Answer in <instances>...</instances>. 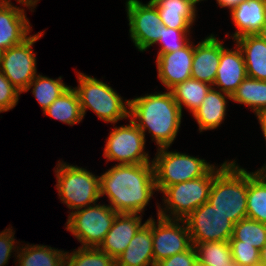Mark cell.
<instances>
[{"label": "cell", "mask_w": 266, "mask_h": 266, "mask_svg": "<svg viewBox=\"0 0 266 266\" xmlns=\"http://www.w3.org/2000/svg\"><path fill=\"white\" fill-rule=\"evenodd\" d=\"M118 213L107 204H93L70 212L66 230L81 243L80 247H99Z\"/></svg>", "instance_id": "ba28073f"}, {"label": "cell", "mask_w": 266, "mask_h": 266, "mask_svg": "<svg viewBox=\"0 0 266 266\" xmlns=\"http://www.w3.org/2000/svg\"><path fill=\"white\" fill-rule=\"evenodd\" d=\"M190 31V29H174L164 26L157 42L161 45L157 56L183 48L190 41Z\"/></svg>", "instance_id": "d6a6232c"}, {"label": "cell", "mask_w": 266, "mask_h": 266, "mask_svg": "<svg viewBox=\"0 0 266 266\" xmlns=\"http://www.w3.org/2000/svg\"><path fill=\"white\" fill-rule=\"evenodd\" d=\"M247 218L266 224V179L248 171Z\"/></svg>", "instance_id": "83f0119b"}, {"label": "cell", "mask_w": 266, "mask_h": 266, "mask_svg": "<svg viewBox=\"0 0 266 266\" xmlns=\"http://www.w3.org/2000/svg\"><path fill=\"white\" fill-rule=\"evenodd\" d=\"M257 35L262 39L266 41V22L262 25L260 31L257 33Z\"/></svg>", "instance_id": "7bdbcfd3"}, {"label": "cell", "mask_w": 266, "mask_h": 266, "mask_svg": "<svg viewBox=\"0 0 266 266\" xmlns=\"http://www.w3.org/2000/svg\"><path fill=\"white\" fill-rule=\"evenodd\" d=\"M233 260L244 266L260 265V250L253 245L241 244L233 236L229 239Z\"/></svg>", "instance_id": "836d02e7"}, {"label": "cell", "mask_w": 266, "mask_h": 266, "mask_svg": "<svg viewBox=\"0 0 266 266\" xmlns=\"http://www.w3.org/2000/svg\"><path fill=\"white\" fill-rule=\"evenodd\" d=\"M197 261V251L193 245L185 252L160 260L155 266H196Z\"/></svg>", "instance_id": "8d00e7d4"}, {"label": "cell", "mask_w": 266, "mask_h": 266, "mask_svg": "<svg viewBox=\"0 0 266 266\" xmlns=\"http://www.w3.org/2000/svg\"><path fill=\"white\" fill-rule=\"evenodd\" d=\"M197 251L198 261L209 266H229L233 261L229 241L192 243Z\"/></svg>", "instance_id": "f546056e"}, {"label": "cell", "mask_w": 266, "mask_h": 266, "mask_svg": "<svg viewBox=\"0 0 266 266\" xmlns=\"http://www.w3.org/2000/svg\"><path fill=\"white\" fill-rule=\"evenodd\" d=\"M69 87L63 83L61 76L53 79L37 74L24 92H28L32 88V94L44 111Z\"/></svg>", "instance_id": "f1b7e54d"}, {"label": "cell", "mask_w": 266, "mask_h": 266, "mask_svg": "<svg viewBox=\"0 0 266 266\" xmlns=\"http://www.w3.org/2000/svg\"><path fill=\"white\" fill-rule=\"evenodd\" d=\"M260 265L266 266V244L260 251Z\"/></svg>", "instance_id": "b9f144b4"}, {"label": "cell", "mask_w": 266, "mask_h": 266, "mask_svg": "<svg viewBox=\"0 0 266 266\" xmlns=\"http://www.w3.org/2000/svg\"><path fill=\"white\" fill-rule=\"evenodd\" d=\"M169 148H158L152 159L158 192H162L167 186L200 178L216 165L176 150L169 151Z\"/></svg>", "instance_id": "52a82bcc"}, {"label": "cell", "mask_w": 266, "mask_h": 266, "mask_svg": "<svg viewBox=\"0 0 266 266\" xmlns=\"http://www.w3.org/2000/svg\"><path fill=\"white\" fill-rule=\"evenodd\" d=\"M15 231L13 230L12 226L10 228L0 232V266H6L8 263V260L10 259L11 255L13 252L18 251L19 246H16L17 243L18 245L19 242H15ZM16 243V245H14ZM13 250V251H12Z\"/></svg>", "instance_id": "d590c367"}, {"label": "cell", "mask_w": 266, "mask_h": 266, "mask_svg": "<svg viewBox=\"0 0 266 266\" xmlns=\"http://www.w3.org/2000/svg\"><path fill=\"white\" fill-rule=\"evenodd\" d=\"M77 91L83 118L92 110L99 119L115 125L119 120L129 118L130 100L123 98L107 83L77 72Z\"/></svg>", "instance_id": "277c9868"}, {"label": "cell", "mask_w": 266, "mask_h": 266, "mask_svg": "<svg viewBox=\"0 0 266 266\" xmlns=\"http://www.w3.org/2000/svg\"><path fill=\"white\" fill-rule=\"evenodd\" d=\"M231 96L211 88L200 107L192 114L197 121L199 132L218 128L226 116L227 102Z\"/></svg>", "instance_id": "44dd1931"}, {"label": "cell", "mask_w": 266, "mask_h": 266, "mask_svg": "<svg viewBox=\"0 0 266 266\" xmlns=\"http://www.w3.org/2000/svg\"><path fill=\"white\" fill-rule=\"evenodd\" d=\"M17 3L21 4L22 6L28 7L31 11L35 8L39 0H16Z\"/></svg>", "instance_id": "ab89813d"}, {"label": "cell", "mask_w": 266, "mask_h": 266, "mask_svg": "<svg viewBox=\"0 0 266 266\" xmlns=\"http://www.w3.org/2000/svg\"><path fill=\"white\" fill-rule=\"evenodd\" d=\"M234 42L242 51L247 77L266 81V41L255 34L238 37Z\"/></svg>", "instance_id": "603a6c76"}, {"label": "cell", "mask_w": 266, "mask_h": 266, "mask_svg": "<svg viewBox=\"0 0 266 266\" xmlns=\"http://www.w3.org/2000/svg\"><path fill=\"white\" fill-rule=\"evenodd\" d=\"M196 266H209V265H206L204 263H201L200 261H197L196 262Z\"/></svg>", "instance_id": "f6af8a7d"}, {"label": "cell", "mask_w": 266, "mask_h": 266, "mask_svg": "<svg viewBox=\"0 0 266 266\" xmlns=\"http://www.w3.org/2000/svg\"><path fill=\"white\" fill-rule=\"evenodd\" d=\"M151 229L154 266L160 260L185 252L193 246L185 220L157 216L156 222L151 216Z\"/></svg>", "instance_id": "4fadbf2b"}, {"label": "cell", "mask_w": 266, "mask_h": 266, "mask_svg": "<svg viewBox=\"0 0 266 266\" xmlns=\"http://www.w3.org/2000/svg\"><path fill=\"white\" fill-rule=\"evenodd\" d=\"M192 243L229 241L234 223L209 202L196 208L185 219Z\"/></svg>", "instance_id": "7c38bea8"}, {"label": "cell", "mask_w": 266, "mask_h": 266, "mask_svg": "<svg viewBox=\"0 0 266 266\" xmlns=\"http://www.w3.org/2000/svg\"><path fill=\"white\" fill-rule=\"evenodd\" d=\"M43 32L31 35L24 42L1 53L0 71L10 83L23 93L37 73L36 55L32 46L43 35Z\"/></svg>", "instance_id": "30bf717a"}, {"label": "cell", "mask_w": 266, "mask_h": 266, "mask_svg": "<svg viewBox=\"0 0 266 266\" xmlns=\"http://www.w3.org/2000/svg\"><path fill=\"white\" fill-rule=\"evenodd\" d=\"M59 161L54 172L57 179L55 188L61 202L71 212L95 204L101 198L100 176L77 165Z\"/></svg>", "instance_id": "8992f818"}, {"label": "cell", "mask_w": 266, "mask_h": 266, "mask_svg": "<svg viewBox=\"0 0 266 266\" xmlns=\"http://www.w3.org/2000/svg\"><path fill=\"white\" fill-rule=\"evenodd\" d=\"M260 128L263 134H266V109L262 110L258 115H257Z\"/></svg>", "instance_id": "f35d334b"}, {"label": "cell", "mask_w": 266, "mask_h": 266, "mask_svg": "<svg viewBox=\"0 0 266 266\" xmlns=\"http://www.w3.org/2000/svg\"><path fill=\"white\" fill-rule=\"evenodd\" d=\"M125 7L130 38L138 51L144 52L158 42L165 25L151 1L143 4L140 0H127Z\"/></svg>", "instance_id": "8fae6325"}, {"label": "cell", "mask_w": 266, "mask_h": 266, "mask_svg": "<svg viewBox=\"0 0 266 266\" xmlns=\"http://www.w3.org/2000/svg\"><path fill=\"white\" fill-rule=\"evenodd\" d=\"M227 162V160L224 161L220 166L214 165L200 178L167 186L161 192L164 207L158 204L157 215L168 219L184 220L196 208L208 202L214 175Z\"/></svg>", "instance_id": "5b68a950"}, {"label": "cell", "mask_w": 266, "mask_h": 266, "mask_svg": "<svg viewBox=\"0 0 266 266\" xmlns=\"http://www.w3.org/2000/svg\"><path fill=\"white\" fill-rule=\"evenodd\" d=\"M24 8L11 0H0V50L3 52L21 44L31 35V25Z\"/></svg>", "instance_id": "9a60e30c"}, {"label": "cell", "mask_w": 266, "mask_h": 266, "mask_svg": "<svg viewBox=\"0 0 266 266\" xmlns=\"http://www.w3.org/2000/svg\"><path fill=\"white\" fill-rule=\"evenodd\" d=\"M263 137L266 141V134H263ZM263 165H264L263 167L261 166V168H259L258 170H255L253 173L261 178L266 179V163Z\"/></svg>", "instance_id": "60d3db41"}, {"label": "cell", "mask_w": 266, "mask_h": 266, "mask_svg": "<svg viewBox=\"0 0 266 266\" xmlns=\"http://www.w3.org/2000/svg\"><path fill=\"white\" fill-rule=\"evenodd\" d=\"M193 55L194 42L190 40L177 51L157 56V77L167 91L191 78Z\"/></svg>", "instance_id": "5bb4252c"}, {"label": "cell", "mask_w": 266, "mask_h": 266, "mask_svg": "<svg viewBox=\"0 0 266 266\" xmlns=\"http://www.w3.org/2000/svg\"><path fill=\"white\" fill-rule=\"evenodd\" d=\"M245 0H216L220 8H228L231 12L238 4Z\"/></svg>", "instance_id": "74e56055"}, {"label": "cell", "mask_w": 266, "mask_h": 266, "mask_svg": "<svg viewBox=\"0 0 266 266\" xmlns=\"http://www.w3.org/2000/svg\"><path fill=\"white\" fill-rule=\"evenodd\" d=\"M230 14L237 28L231 36L233 41L245 35H255L266 22V0L242 1Z\"/></svg>", "instance_id": "ffe728a7"}, {"label": "cell", "mask_w": 266, "mask_h": 266, "mask_svg": "<svg viewBox=\"0 0 266 266\" xmlns=\"http://www.w3.org/2000/svg\"><path fill=\"white\" fill-rule=\"evenodd\" d=\"M153 163H115L100 176V196L117 213L141 214L156 192Z\"/></svg>", "instance_id": "6da1fadb"}, {"label": "cell", "mask_w": 266, "mask_h": 266, "mask_svg": "<svg viewBox=\"0 0 266 266\" xmlns=\"http://www.w3.org/2000/svg\"><path fill=\"white\" fill-rule=\"evenodd\" d=\"M231 100L248 106L257 116L266 109V81L246 77L232 94Z\"/></svg>", "instance_id": "484cf974"}, {"label": "cell", "mask_w": 266, "mask_h": 266, "mask_svg": "<svg viewBox=\"0 0 266 266\" xmlns=\"http://www.w3.org/2000/svg\"><path fill=\"white\" fill-rule=\"evenodd\" d=\"M43 114L69 126L80 123L84 119L77 91L72 86L50 104L43 111Z\"/></svg>", "instance_id": "d4e9b609"}, {"label": "cell", "mask_w": 266, "mask_h": 266, "mask_svg": "<svg viewBox=\"0 0 266 266\" xmlns=\"http://www.w3.org/2000/svg\"><path fill=\"white\" fill-rule=\"evenodd\" d=\"M130 124L114 127L106 138L104 158L118 161V165L152 163L145 152L146 139L143 132L130 119Z\"/></svg>", "instance_id": "9c48e42d"}, {"label": "cell", "mask_w": 266, "mask_h": 266, "mask_svg": "<svg viewBox=\"0 0 266 266\" xmlns=\"http://www.w3.org/2000/svg\"><path fill=\"white\" fill-rule=\"evenodd\" d=\"M233 237L261 251L266 244V224L250 218L241 219L234 224Z\"/></svg>", "instance_id": "1f68e13d"}, {"label": "cell", "mask_w": 266, "mask_h": 266, "mask_svg": "<svg viewBox=\"0 0 266 266\" xmlns=\"http://www.w3.org/2000/svg\"><path fill=\"white\" fill-rule=\"evenodd\" d=\"M20 94L21 92L0 71V113L13 109L19 101Z\"/></svg>", "instance_id": "e575fe53"}, {"label": "cell", "mask_w": 266, "mask_h": 266, "mask_svg": "<svg viewBox=\"0 0 266 266\" xmlns=\"http://www.w3.org/2000/svg\"><path fill=\"white\" fill-rule=\"evenodd\" d=\"M144 224L142 214L118 213L98 248L116 260Z\"/></svg>", "instance_id": "e0dca14e"}, {"label": "cell", "mask_w": 266, "mask_h": 266, "mask_svg": "<svg viewBox=\"0 0 266 266\" xmlns=\"http://www.w3.org/2000/svg\"><path fill=\"white\" fill-rule=\"evenodd\" d=\"M229 266H244V265H240L239 263L233 260L232 262L229 263ZM257 266H262V265H257Z\"/></svg>", "instance_id": "ee69618b"}, {"label": "cell", "mask_w": 266, "mask_h": 266, "mask_svg": "<svg viewBox=\"0 0 266 266\" xmlns=\"http://www.w3.org/2000/svg\"><path fill=\"white\" fill-rule=\"evenodd\" d=\"M157 8L162 23L169 28L191 29L197 7L193 0H150Z\"/></svg>", "instance_id": "7402d4cb"}, {"label": "cell", "mask_w": 266, "mask_h": 266, "mask_svg": "<svg viewBox=\"0 0 266 266\" xmlns=\"http://www.w3.org/2000/svg\"><path fill=\"white\" fill-rule=\"evenodd\" d=\"M151 217L131 239L128 247L116 258L115 266H154Z\"/></svg>", "instance_id": "d6986e66"}, {"label": "cell", "mask_w": 266, "mask_h": 266, "mask_svg": "<svg viewBox=\"0 0 266 266\" xmlns=\"http://www.w3.org/2000/svg\"><path fill=\"white\" fill-rule=\"evenodd\" d=\"M228 161L214 175L208 202L234 224L247 218L248 171Z\"/></svg>", "instance_id": "3957f363"}, {"label": "cell", "mask_w": 266, "mask_h": 266, "mask_svg": "<svg viewBox=\"0 0 266 266\" xmlns=\"http://www.w3.org/2000/svg\"><path fill=\"white\" fill-rule=\"evenodd\" d=\"M235 46L236 49H229L221 41L220 63L217 69L216 79L212 86L230 96H232L237 87L247 77L242 51L237 44Z\"/></svg>", "instance_id": "2e32d148"}, {"label": "cell", "mask_w": 266, "mask_h": 266, "mask_svg": "<svg viewBox=\"0 0 266 266\" xmlns=\"http://www.w3.org/2000/svg\"><path fill=\"white\" fill-rule=\"evenodd\" d=\"M129 100V118L143 132L144 137L148 131L158 148L170 147L177 137L183 116L171 90Z\"/></svg>", "instance_id": "7a4b0ae2"}, {"label": "cell", "mask_w": 266, "mask_h": 266, "mask_svg": "<svg viewBox=\"0 0 266 266\" xmlns=\"http://www.w3.org/2000/svg\"><path fill=\"white\" fill-rule=\"evenodd\" d=\"M65 266H115V260L98 247H78L66 251Z\"/></svg>", "instance_id": "4dcf8cb0"}, {"label": "cell", "mask_w": 266, "mask_h": 266, "mask_svg": "<svg viewBox=\"0 0 266 266\" xmlns=\"http://www.w3.org/2000/svg\"><path fill=\"white\" fill-rule=\"evenodd\" d=\"M196 4H198L199 2L203 1V0H193Z\"/></svg>", "instance_id": "bcb514c9"}, {"label": "cell", "mask_w": 266, "mask_h": 266, "mask_svg": "<svg viewBox=\"0 0 266 266\" xmlns=\"http://www.w3.org/2000/svg\"><path fill=\"white\" fill-rule=\"evenodd\" d=\"M221 41L214 34L194 45L191 78L213 86L220 63Z\"/></svg>", "instance_id": "ac0fdd59"}, {"label": "cell", "mask_w": 266, "mask_h": 266, "mask_svg": "<svg viewBox=\"0 0 266 266\" xmlns=\"http://www.w3.org/2000/svg\"><path fill=\"white\" fill-rule=\"evenodd\" d=\"M212 86L208 83L190 78L178 83L171 89L174 100L183 112V106L192 114L197 110Z\"/></svg>", "instance_id": "4316f807"}, {"label": "cell", "mask_w": 266, "mask_h": 266, "mask_svg": "<svg viewBox=\"0 0 266 266\" xmlns=\"http://www.w3.org/2000/svg\"><path fill=\"white\" fill-rule=\"evenodd\" d=\"M24 245L15 253L16 266H65V251L41 244Z\"/></svg>", "instance_id": "cb8c5ba5"}]
</instances>
